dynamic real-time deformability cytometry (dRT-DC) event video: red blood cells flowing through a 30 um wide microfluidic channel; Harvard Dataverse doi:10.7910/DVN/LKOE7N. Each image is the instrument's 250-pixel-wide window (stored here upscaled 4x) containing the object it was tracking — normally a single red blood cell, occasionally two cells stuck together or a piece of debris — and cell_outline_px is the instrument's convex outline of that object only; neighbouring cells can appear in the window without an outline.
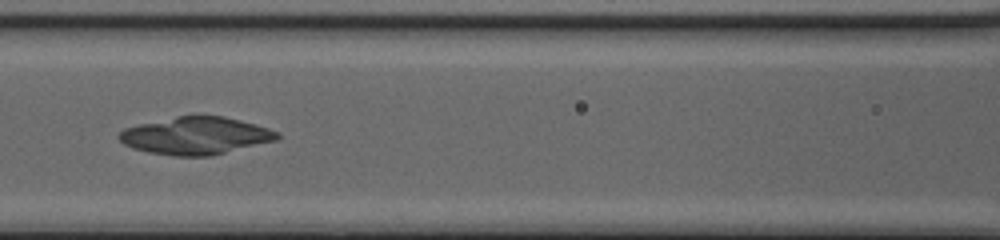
{"species": "common noctule bat (a hibernating species)", "species_latin": "Nyctalus noctula", "temperature_condition": "cold", "stored_images_in_passage": 39, "camera_frame_rate_fps": 3000, "um_per_image_px": 0.085, "animal": {"sex": "female", "body_mass_g": 20.0, "forearm_length_mm": 54.0}, "frame": {"image": 1, "passage_image": 18, "time_ms": 5.667, "image_size_px": [1000, 240], "cell_outline_px": [[280, 136], [276, 140], [212, 156], [176, 156], [148, 152], [132, 148], [124, 144], [116, 136], [124, 128], [140, 124], [192, 112], [224, 116], [256, 124], [280, 132]], "centroid_in_image_um": [16.64, 11.5], "position_along_channel_um": 150.0, "area_um2": 35.2}}
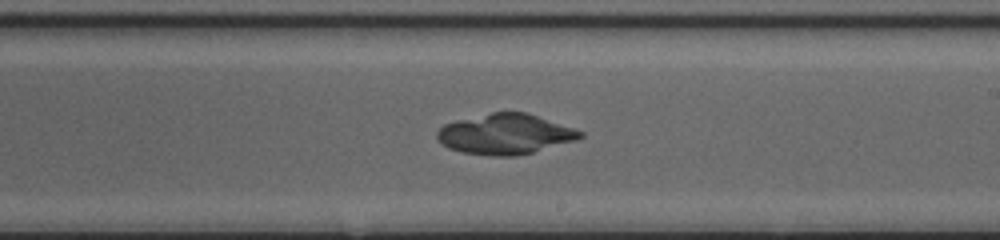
{"frame": {"image": 2, "passage_image": 25, "time_ms": 8.0, "image_size_px": [1000, 240], "cell_outline_px": [[584, 136], [580, 140], [516, 156], [492, 156], [460, 152], [448, 148], [436, 136], [436, 132], [444, 124], [456, 120], [492, 112], [528, 112], [584, 132]], "centroid_in_image_um": [42.97, 11.4], "position_along_channel_um": 246.0, "area_um2": 33.76}}
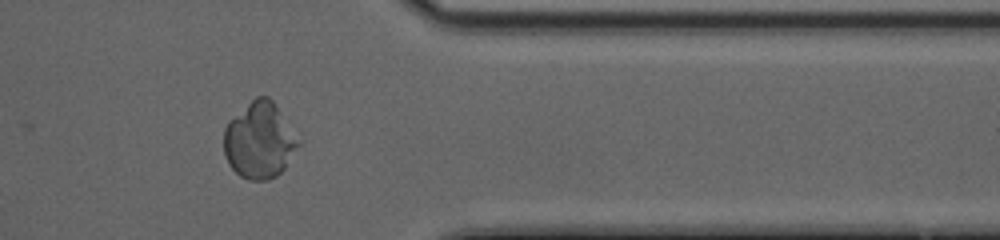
{"frame": {"image": 3, "passage_image": 36, "time_ms": 11.667, "image_size_px": [1000, 240], "cell_outline_px": [[300, 144], [284, 168], [276, 176], [268, 180], [248, 180], [240, 176], [228, 164], [224, 152], [224, 128], [228, 120], [256, 96], [268, 96], [272, 100], [300, 140]], "centroid_in_image_um": [22.03, 11.94], "position_along_channel_um": 389.4, "area_um2": 33.0}}